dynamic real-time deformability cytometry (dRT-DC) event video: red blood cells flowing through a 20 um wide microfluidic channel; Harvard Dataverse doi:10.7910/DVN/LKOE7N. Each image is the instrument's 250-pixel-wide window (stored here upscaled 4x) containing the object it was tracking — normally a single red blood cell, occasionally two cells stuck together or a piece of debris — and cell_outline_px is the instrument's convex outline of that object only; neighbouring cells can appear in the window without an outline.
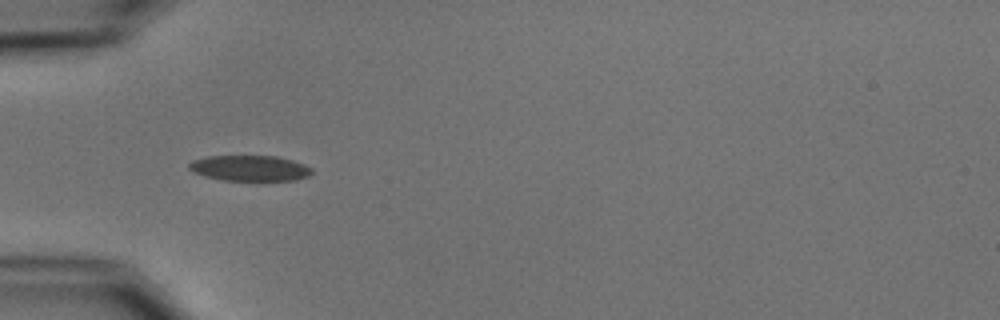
{"species": "common noctule bat (a hibernating species)", "species_latin": "Nyctalus noctula", "temperature_condition": "cold", "stored_images_in_passage": 38, "camera_frame_rate_fps": 3000, "um_per_image_px": 0.085, "animal": {"sex": "male", "body_mass_g": 15.6}, "frame": {"image": 1, "passage_image": 1, "time_ms": 0.0, "image_size_px": [1000, 320], "cell_outline_px": [[312, 172], [308, 176], [296, 180], [260, 184], [224, 180], [208, 176], [196, 172], [188, 168], [188, 164], [192, 160], [208, 156], [276, 156], [292, 160], [304, 164], [312, 168]], "centroid_in_image_um": [21.31, 14.34], "position_along_channel_um": 63.7, "area_um2": 19.13}}
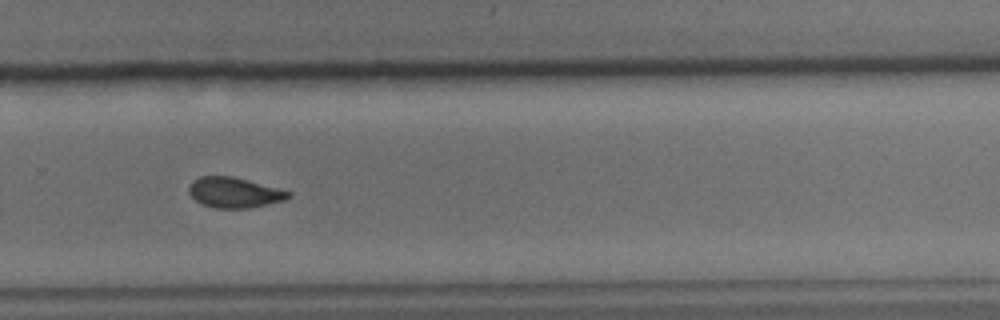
{"frame": {"image": 2, "passage_image": 21, "time_ms": 6.667, "image_size_px": [1000, 320], "cell_outline_px": [[292, 196], [284, 200], [248, 208], [216, 208], [200, 204], [188, 192], [188, 188], [192, 180], [200, 176], [232, 176], [292, 192]], "centroid_in_image_um": [19.88, 16.36], "position_along_channel_um": 309.9, "area_um2": 17.51}}
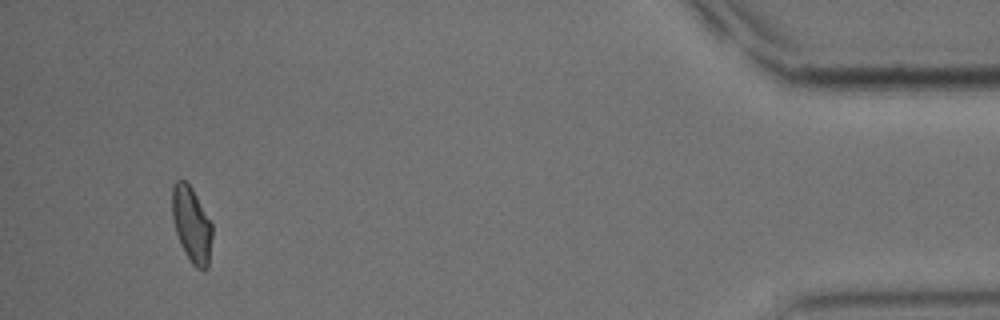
{"frame": {"image": 3, "passage_image": 35, "time_ms": 11.333, "image_size_px": [1000, 320], "cell_outline_px": [[212, 236], [208, 268], [196, 268], [192, 264], [184, 252], [180, 244], [176, 232], [172, 216], [172, 184], [176, 180], [184, 180], [192, 188], [212, 224]], "centroid_in_image_um": [16.27, 19.08], "position_along_channel_um": 418.9, "area_um2": 17.57}, "authors_computed_cell_mechanics": {"area_um2": 18.1781, "velocity_mm_per_s": 3.7275, "shape_relaxation_time_tau1_ms": 4.3443, "shape_relaxation_time_tau2_ms": 4.5403, "deformation_change_tau1": 0.129, "deformation_change_tau2": 0.0856}}